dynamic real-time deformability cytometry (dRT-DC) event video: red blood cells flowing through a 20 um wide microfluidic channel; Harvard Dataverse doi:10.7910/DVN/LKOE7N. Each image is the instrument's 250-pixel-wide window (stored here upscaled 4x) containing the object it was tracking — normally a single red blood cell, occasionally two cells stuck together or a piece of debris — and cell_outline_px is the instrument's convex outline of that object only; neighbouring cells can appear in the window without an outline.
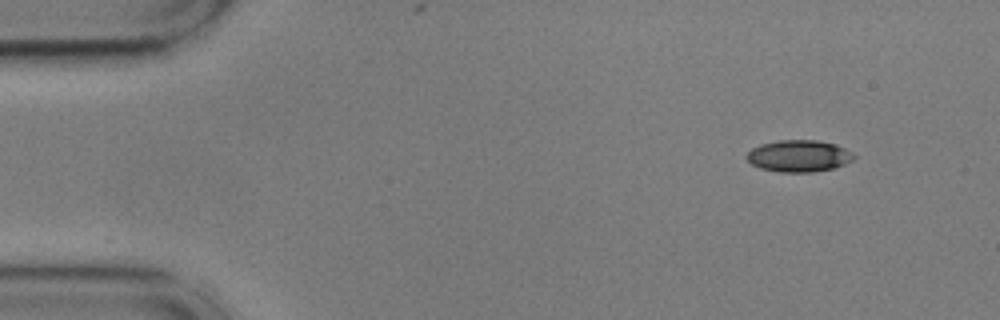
{"species": "common noctule bat (a hibernating species)", "species_latin": "Nyctalus noctula", "temperature_condition": "cold", "stored_images_in_passage": 11, "camera_frame_rate_fps": 3000, "um_per_image_px": 0.085, "animal": {"sex": "male", "body_mass_g": 17.9, "forearm_length_mm": 54.2}, "frame": {"image": 1, "passage_image": 1, "time_ms": 0.0, "image_size_px": [1000, 320], "cell_outline_px": [[856, 156], [852, 160], [836, 168], [812, 172], [780, 172], [760, 168], [752, 164], [744, 156], [752, 148], [760, 144], [780, 140], [816, 140], [836, 144], [852, 152]], "centroid_in_image_um": [67.9, 13.26], "position_along_channel_um": 17.1, "area_um2": 19.94}}
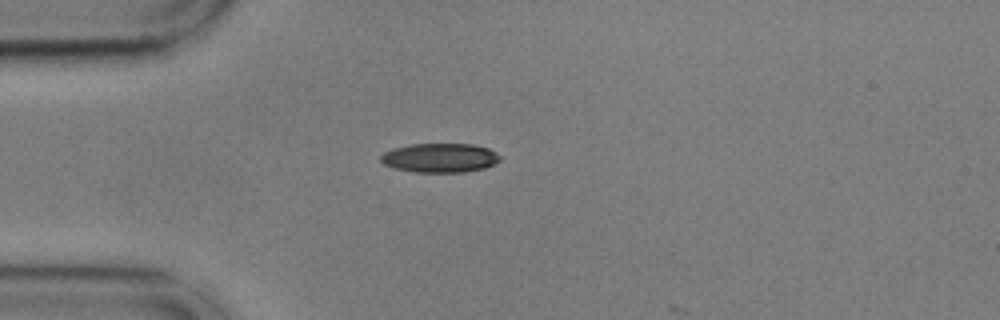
{"frame": {"image": 2, "passage_image": 10, "time_ms": 3.0, "image_size_px": [1000, 320], "cell_outline_px": [[500, 160], [496, 164], [484, 168], [464, 172], [412, 172], [396, 168], [384, 164], [380, 160], [380, 156], [384, 152], [392, 148], [408, 144], [472, 144], [488, 148], [496, 152], [500, 156]], "centroid_in_image_um": [37.39, 13.41], "position_along_channel_um": 47.6, "area_um2": 20.4}}